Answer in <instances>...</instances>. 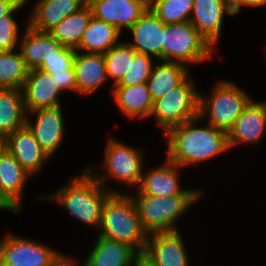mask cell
<instances>
[{
	"label": "cell",
	"instance_id": "obj_19",
	"mask_svg": "<svg viewBox=\"0 0 266 266\" xmlns=\"http://www.w3.org/2000/svg\"><path fill=\"white\" fill-rule=\"evenodd\" d=\"M87 0H39L34 5L28 26L36 31L49 32L70 14L78 11Z\"/></svg>",
	"mask_w": 266,
	"mask_h": 266
},
{
	"label": "cell",
	"instance_id": "obj_1",
	"mask_svg": "<svg viewBox=\"0 0 266 266\" xmlns=\"http://www.w3.org/2000/svg\"><path fill=\"white\" fill-rule=\"evenodd\" d=\"M199 120L201 118L198 116L166 132L167 159L179 167L196 165L230 149L227 132L210 124L204 128L196 127Z\"/></svg>",
	"mask_w": 266,
	"mask_h": 266
},
{
	"label": "cell",
	"instance_id": "obj_7",
	"mask_svg": "<svg viewBox=\"0 0 266 266\" xmlns=\"http://www.w3.org/2000/svg\"><path fill=\"white\" fill-rule=\"evenodd\" d=\"M199 92L189 77L178 87L153 102L150 116L166 133L170 128L199 116Z\"/></svg>",
	"mask_w": 266,
	"mask_h": 266
},
{
	"label": "cell",
	"instance_id": "obj_14",
	"mask_svg": "<svg viewBox=\"0 0 266 266\" xmlns=\"http://www.w3.org/2000/svg\"><path fill=\"white\" fill-rule=\"evenodd\" d=\"M30 113L36 114V122L26 119V125L32 131L41 148L49 155L54 154L61 145L64 134V122L61 106L40 108Z\"/></svg>",
	"mask_w": 266,
	"mask_h": 266
},
{
	"label": "cell",
	"instance_id": "obj_28",
	"mask_svg": "<svg viewBox=\"0 0 266 266\" xmlns=\"http://www.w3.org/2000/svg\"><path fill=\"white\" fill-rule=\"evenodd\" d=\"M92 17L89 5L86 3L78 11L70 14L49 33L64 47L77 49L82 35Z\"/></svg>",
	"mask_w": 266,
	"mask_h": 266
},
{
	"label": "cell",
	"instance_id": "obj_26",
	"mask_svg": "<svg viewBox=\"0 0 266 266\" xmlns=\"http://www.w3.org/2000/svg\"><path fill=\"white\" fill-rule=\"evenodd\" d=\"M20 89L0 88V134L9 135L26 125V109Z\"/></svg>",
	"mask_w": 266,
	"mask_h": 266
},
{
	"label": "cell",
	"instance_id": "obj_38",
	"mask_svg": "<svg viewBox=\"0 0 266 266\" xmlns=\"http://www.w3.org/2000/svg\"><path fill=\"white\" fill-rule=\"evenodd\" d=\"M20 0H0V16L7 14Z\"/></svg>",
	"mask_w": 266,
	"mask_h": 266
},
{
	"label": "cell",
	"instance_id": "obj_30",
	"mask_svg": "<svg viewBox=\"0 0 266 266\" xmlns=\"http://www.w3.org/2000/svg\"><path fill=\"white\" fill-rule=\"evenodd\" d=\"M194 0H149V9L166 25L190 21Z\"/></svg>",
	"mask_w": 266,
	"mask_h": 266
},
{
	"label": "cell",
	"instance_id": "obj_2",
	"mask_svg": "<svg viewBox=\"0 0 266 266\" xmlns=\"http://www.w3.org/2000/svg\"><path fill=\"white\" fill-rule=\"evenodd\" d=\"M97 176L90 170H85L80 177L72 179L66 186L46 198L62 204L78 220L99 228L105 200L112 193L119 192L105 188L106 173Z\"/></svg>",
	"mask_w": 266,
	"mask_h": 266
},
{
	"label": "cell",
	"instance_id": "obj_6",
	"mask_svg": "<svg viewBox=\"0 0 266 266\" xmlns=\"http://www.w3.org/2000/svg\"><path fill=\"white\" fill-rule=\"evenodd\" d=\"M213 49L189 21L165 24L163 61L198 63L211 58Z\"/></svg>",
	"mask_w": 266,
	"mask_h": 266
},
{
	"label": "cell",
	"instance_id": "obj_9",
	"mask_svg": "<svg viewBox=\"0 0 266 266\" xmlns=\"http://www.w3.org/2000/svg\"><path fill=\"white\" fill-rule=\"evenodd\" d=\"M105 156L104 167L108 177L134 186L140 184L143 175L141 152L111 138Z\"/></svg>",
	"mask_w": 266,
	"mask_h": 266
},
{
	"label": "cell",
	"instance_id": "obj_4",
	"mask_svg": "<svg viewBox=\"0 0 266 266\" xmlns=\"http://www.w3.org/2000/svg\"><path fill=\"white\" fill-rule=\"evenodd\" d=\"M202 195H133L143 230L149 235L178 230L175 221ZM198 199V200H197Z\"/></svg>",
	"mask_w": 266,
	"mask_h": 266
},
{
	"label": "cell",
	"instance_id": "obj_31",
	"mask_svg": "<svg viewBox=\"0 0 266 266\" xmlns=\"http://www.w3.org/2000/svg\"><path fill=\"white\" fill-rule=\"evenodd\" d=\"M135 51L128 42H119L104 53L107 77L113 78V86L117 85L129 71L130 55Z\"/></svg>",
	"mask_w": 266,
	"mask_h": 266
},
{
	"label": "cell",
	"instance_id": "obj_13",
	"mask_svg": "<svg viewBox=\"0 0 266 266\" xmlns=\"http://www.w3.org/2000/svg\"><path fill=\"white\" fill-rule=\"evenodd\" d=\"M224 13L233 15L228 0H194L189 22L213 48L220 38Z\"/></svg>",
	"mask_w": 266,
	"mask_h": 266
},
{
	"label": "cell",
	"instance_id": "obj_25",
	"mask_svg": "<svg viewBox=\"0 0 266 266\" xmlns=\"http://www.w3.org/2000/svg\"><path fill=\"white\" fill-rule=\"evenodd\" d=\"M162 62L161 65L152 68L150 77L146 82L153 102L181 85L189 77L188 68L183 63Z\"/></svg>",
	"mask_w": 266,
	"mask_h": 266
},
{
	"label": "cell",
	"instance_id": "obj_34",
	"mask_svg": "<svg viewBox=\"0 0 266 266\" xmlns=\"http://www.w3.org/2000/svg\"><path fill=\"white\" fill-rule=\"evenodd\" d=\"M76 50L64 47L58 54L46 59L38 69L47 74H68L73 70Z\"/></svg>",
	"mask_w": 266,
	"mask_h": 266
},
{
	"label": "cell",
	"instance_id": "obj_36",
	"mask_svg": "<svg viewBox=\"0 0 266 266\" xmlns=\"http://www.w3.org/2000/svg\"><path fill=\"white\" fill-rule=\"evenodd\" d=\"M230 8L234 14L241 10V6L259 7L266 5V0H228Z\"/></svg>",
	"mask_w": 266,
	"mask_h": 266
},
{
	"label": "cell",
	"instance_id": "obj_21",
	"mask_svg": "<svg viewBox=\"0 0 266 266\" xmlns=\"http://www.w3.org/2000/svg\"><path fill=\"white\" fill-rule=\"evenodd\" d=\"M23 39L20 53L28 69L38 68L64 48L49 32L36 31L30 26H27Z\"/></svg>",
	"mask_w": 266,
	"mask_h": 266
},
{
	"label": "cell",
	"instance_id": "obj_33",
	"mask_svg": "<svg viewBox=\"0 0 266 266\" xmlns=\"http://www.w3.org/2000/svg\"><path fill=\"white\" fill-rule=\"evenodd\" d=\"M26 4L19 1L7 14L0 16V51H12L16 48L19 26L14 20L13 12Z\"/></svg>",
	"mask_w": 266,
	"mask_h": 266
},
{
	"label": "cell",
	"instance_id": "obj_17",
	"mask_svg": "<svg viewBox=\"0 0 266 266\" xmlns=\"http://www.w3.org/2000/svg\"><path fill=\"white\" fill-rule=\"evenodd\" d=\"M265 130L266 103L251 100L227 132L229 148L240 142H258Z\"/></svg>",
	"mask_w": 266,
	"mask_h": 266
},
{
	"label": "cell",
	"instance_id": "obj_10",
	"mask_svg": "<svg viewBox=\"0 0 266 266\" xmlns=\"http://www.w3.org/2000/svg\"><path fill=\"white\" fill-rule=\"evenodd\" d=\"M92 16L115 26L130 28L149 8V0H87Z\"/></svg>",
	"mask_w": 266,
	"mask_h": 266
},
{
	"label": "cell",
	"instance_id": "obj_16",
	"mask_svg": "<svg viewBox=\"0 0 266 266\" xmlns=\"http://www.w3.org/2000/svg\"><path fill=\"white\" fill-rule=\"evenodd\" d=\"M180 167L166 159L164 166L152 169L142 175L137 195L171 196L203 195L199 190H181L178 179Z\"/></svg>",
	"mask_w": 266,
	"mask_h": 266
},
{
	"label": "cell",
	"instance_id": "obj_5",
	"mask_svg": "<svg viewBox=\"0 0 266 266\" xmlns=\"http://www.w3.org/2000/svg\"><path fill=\"white\" fill-rule=\"evenodd\" d=\"M251 100L234 83L221 81L209 99L199 94V117L208 116V124L228 132Z\"/></svg>",
	"mask_w": 266,
	"mask_h": 266
},
{
	"label": "cell",
	"instance_id": "obj_15",
	"mask_svg": "<svg viewBox=\"0 0 266 266\" xmlns=\"http://www.w3.org/2000/svg\"><path fill=\"white\" fill-rule=\"evenodd\" d=\"M129 30L134 38V43H128L131 47L140 54L163 61L165 24L149 8Z\"/></svg>",
	"mask_w": 266,
	"mask_h": 266
},
{
	"label": "cell",
	"instance_id": "obj_41",
	"mask_svg": "<svg viewBox=\"0 0 266 266\" xmlns=\"http://www.w3.org/2000/svg\"><path fill=\"white\" fill-rule=\"evenodd\" d=\"M7 138L0 134V158L7 152Z\"/></svg>",
	"mask_w": 266,
	"mask_h": 266
},
{
	"label": "cell",
	"instance_id": "obj_3",
	"mask_svg": "<svg viewBox=\"0 0 266 266\" xmlns=\"http://www.w3.org/2000/svg\"><path fill=\"white\" fill-rule=\"evenodd\" d=\"M98 236L127 243L143 254L148 234L143 230L132 196L112 193L102 209Z\"/></svg>",
	"mask_w": 266,
	"mask_h": 266
},
{
	"label": "cell",
	"instance_id": "obj_8",
	"mask_svg": "<svg viewBox=\"0 0 266 266\" xmlns=\"http://www.w3.org/2000/svg\"><path fill=\"white\" fill-rule=\"evenodd\" d=\"M57 254L43 244L11 234L0 241V266H50Z\"/></svg>",
	"mask_w": 266,
	"mask_h": 266
},
{
	"label": "cell",
	"instance_id": "obj_24",
	"mask_svg": "<svg viewBox=\"0 0 266 266\" xmlns=\"http://www.w3.org/2000/svg\"><path fill=\"white\" fill-rule=\"evenodd\" d=\"M113 87L115 102L128 118H145L151 115L153 100L147 83Z\"/></svg>",
	"mask_w": 266,
	"mask_h": 266
},
{
	"label": "cell",
	"instance_id": "obj_20",
	"mask_svg": "<svg viewBox=\"0 0 266 266\" xmlns=\"http://www.w3.org/2000/svg\"><path fill=\"white\" fill-rule=\"evenodd\" d=\"M74 73L77 92L90 94L107 81L104 55L99 53L75 54Z\"/></svg>",
	"mask_w": 266,
	"mask_h": 266
},
{
	"label": "cell",
	"instance_id": "obj_35",
	"mask_svg": "<svg viewBox=\"0 0 266 266\" xmlns=\"http://www.w3.org/2000/svg\"><path fill=\"white\" fill-rule=\"evenodd\" d=\"M52 76L62 91L69 89L77 92L74 69L68 74H52Z\"/></svg>",
	"mask_w": 266,
	"mask_h": 266
},
{
	"label": "cell",
	"instance_id": "obj_29",
	"mask_svg": "<svg viewBox=\"0 0 266 266\" xmlns=\"http://www.w3.org/2000/svg\"><path fill=\"white\" fill-rule=\"evenodd\" d=\"M28 70L20 52L0 51V88L21 90Z\"/></svg>",
	"mask_w": 266,
	"mask_h": 266
},
{
	"label": "cell",
	"instance_id": "obj_39",
	"mask_svg": "<svg viewBox=\"0 0 266 266\" xmlns=\"http://www.w3.org/2000/svg\"><path fill=\"white\" fill-rule=\"evenodd\" d=\"M132 266H154L146 257L140 254L133 262Z\"/></svg>",
	"mask_w": 266,
	"mask_h": 266
},
{
	"label": "cell",
	"instance_id": "obj_23",
	"mask_svg": "<svg viewBox=\"0 0 266 266\" xmlns=\"http://www.w3.org/2000/svg\"><path fill=\"white\" fill-rule=\"evenodd\" d=\"M31 176L8 151L0 158V193L17 210L28 176Z\"/></svg>",
	"mask_w": 266,
	"mask_h": 266
},
{
	"label": "cell",
	"instance_id": "obj_37",
	"mask_svg": "<svg viewBox=\"0 0 266 266\" xmlns=\"http://www.w3.org/2000/svg\"><path fill=\"white\" fill-rule=\"evenodd\" d=\"M50 266H79V265L72 264L70 257L64 256L58 253L53 258ZM84 266H89L87 259H86Z\"/></svg>",
	"mask_w": 266,
	"mask_h": 266
},
{
	"label": "cell",
	"instance_id": "obj_27",
	"mask_svg": "<svg viewBox=\"0 0 266 266\" xmlns=\"http://www.w3.org/2000/svg\"><path fill=\"white\" fill-rule=\"evenodd\" d=\"M121 33L115 26L92 16L76 50L104 54L119 43Z\"/></svg>",
	"mask_w": 266,
	"mask_h": 266
},
{
	"label": "cell",
	"instance_id": "obj_11",
	"mask_svg": "<svg viewBox=\"0 0 266 266\" xmlns=\"http://www.w3.org/2000/svg\"><path fill=\"white\" fill-rule=\"evenodd\" d=\"M183 243L178 230L149 234L142 255L154 266H188Z\"/></svg>",
	"mask_w": 266,
	"mask_h": 266
},
{
	"label": "cell",
	"instance_id": "obj_40",
	"mask_svg": "<svg viewBox=\"0 0 266 266\" xmlns=\"http://www.w3.org/2000/svg\"><path fill=\"white\" fill-rule=\"evenodd\" d=\"M0 209L6 210V211H15L18 212L6 199L5 197L0 193Z\"/></svg>",
	"mask_w": 266,
	"mask_h": 266
},
{
	"label": "cell",
	"instance_id": "obj_22",
	"mask_svg": "<svg viewBox=\"0 0 266 266\" xmlns=\"http://www.w3.org/2000/svg\"><path fill=\"white\" fill-rule=\"evenodd\" d=\"M97 237L96 245L87 257L89 266H129L140 255L127 243Z\"/></svg>",
	"mask_w": 266,
	"mask_h": 266
},
{
	"label": "cell",
	"instance_id": "obj_18",
	"mask_svg": "<svg viewBox=\"0 0 266 266\" xmlns=\"http://www.w3.org/2000/svg\"><path fill=\"white\" fill-rule=\"evenodd\" d=\"M6 138L8 152L31 175L40 171L43 162L50 158L27 125L7 135Z\"/></svg>",
	"mask_w": 266,
	"mask_h": 266
},
{
	"label": "cell",
	"instance_id": "obj_32",
	"mask_svg": "<svg viewBox=\"0 0 266 266\" xmlns=\"http://www.w3.org/2000/svg\"><path fill=\"white\" fill-rule=\"evenodd\" d=\"M152 57L138 53L136 50L130 55L129 71L115 86H133L146 83L153 68Z\"/></svg>",
	"mask_w": 266,
	"mask_h": 266
},
{
	"label": "cell",
	"instance_id": "obj_12",
	"mask_svg": "<svg viewBox=\"0 0 266 266\" xmlns=\"http://www.w3.org/2000/svg\"><path fill=\"white\" fill-rule=\"evenodd\" d=\"M21 91L24 92L22 95L27 114L40 108L60 106L58 96L63 92L52 75L38 68L28 70Z\"/></svg>",
	"mask_w": 266,
	"mask_h": 266
}]
</instances>
